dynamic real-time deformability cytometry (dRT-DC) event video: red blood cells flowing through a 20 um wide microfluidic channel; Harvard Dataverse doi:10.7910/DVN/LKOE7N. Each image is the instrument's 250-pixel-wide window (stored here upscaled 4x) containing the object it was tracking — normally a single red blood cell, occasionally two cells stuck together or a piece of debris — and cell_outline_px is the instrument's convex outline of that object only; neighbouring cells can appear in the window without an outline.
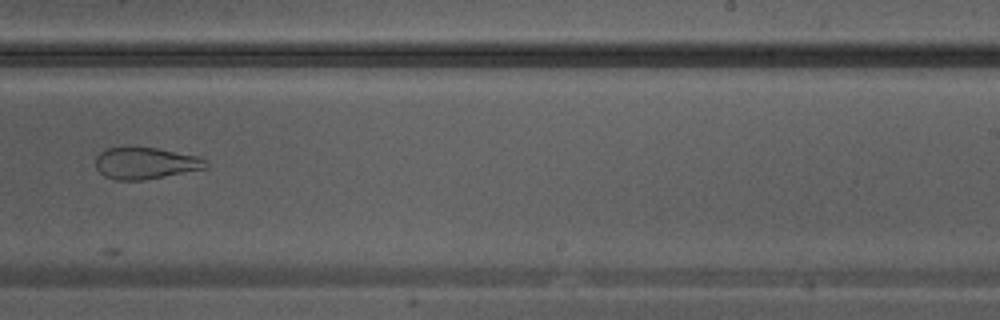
{"species": "Egyptian fruit bat (a non-hibernating species)", "species_latin": "Rousettus aegyptiacus", "temperature_condition": "warm", "stored_images_in_passage": 22, "camera_frame_rate_fps": 3000, "um_per_image_px": 0.085, "animal": {"sex": "male"}, "frame": {"image": 1, "passage_image": 19, "time_ms": 6.0, "image_size_px": [1000, 320], "cell_outline_px": [[208, 168], [144, 180], [112, 180], [104, 176], [96, 168], [96, 156], [104, 148], [156, 148], [200, 156], [208, 160]], "centroid_in_image_um": [12.39, 13.88], "position_along_channel_um": 276.6, "area_um2": 20.46}}